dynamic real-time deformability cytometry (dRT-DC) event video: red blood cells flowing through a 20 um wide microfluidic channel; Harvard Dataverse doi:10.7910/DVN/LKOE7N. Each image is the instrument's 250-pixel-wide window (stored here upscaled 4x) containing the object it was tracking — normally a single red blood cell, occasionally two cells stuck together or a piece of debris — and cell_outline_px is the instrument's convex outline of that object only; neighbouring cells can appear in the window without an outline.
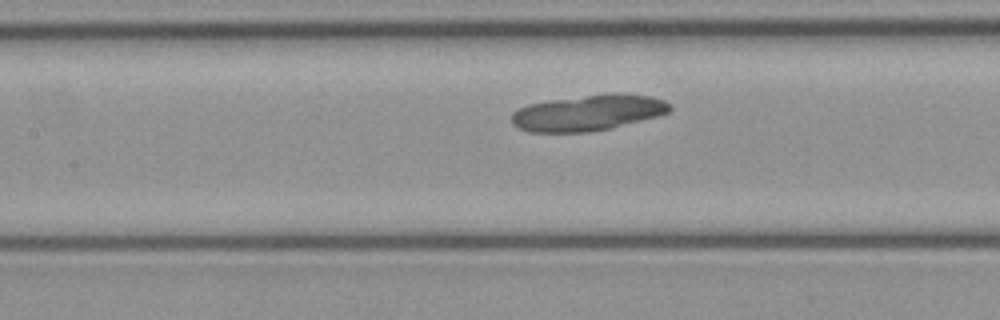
{"species": "common noctule bat (a hibernating species)", "species_latin": "Nyctalus noctula", "temperature_condition": "cold", "stored_images_in_passage": 30, "camera_frame_rate_fps": 3000, "um_per_image_px": 0.085, "animal": {"sex": "female", "body_mass_g": 21.9}, "frame": {"image": 1, "passage_image": 9, "time_ms": 2.667, "image_size_px": [1000, 320], "cell_outline_px": [[672, 108], [668, 112], [656, 116], [612, 128], [588, 132], [528, 132], [512, 124], [512, 112], [516, 108], [528, 104], [552, 100], [612, 92], [620, 92], [652, 96], [664, 100], [672, 104]], "centroid_in_image_um": [50.0, 9.57], "position_along_channel_um": 157.4, "area_um2": 33.29}}